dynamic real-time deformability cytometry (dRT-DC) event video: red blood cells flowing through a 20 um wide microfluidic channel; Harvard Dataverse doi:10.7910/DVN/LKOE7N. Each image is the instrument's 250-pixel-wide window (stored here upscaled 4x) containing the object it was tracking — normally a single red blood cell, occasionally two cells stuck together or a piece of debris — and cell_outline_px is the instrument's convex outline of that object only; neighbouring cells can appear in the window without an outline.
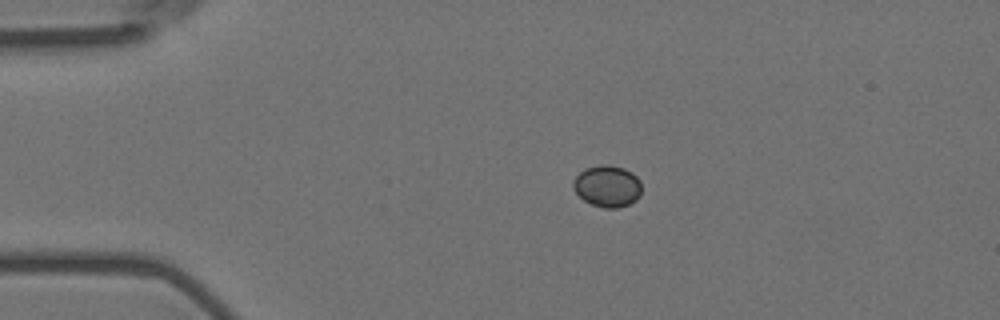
{"species": "Egyptian fruit bat (a non-hibernating species)", "species_latin": "Rousettus aegyptiacus", "temperature_condition": "room temperature", "stored_images_in_passage": 46, "camera_frame_rate_fps": 3000, "um_per_image_px": 0.085, "animal": {"sex": "female"}, "frame": {"image": 1, "passage_image": 1, "time_ms": 0.0, "image_size_px": [1000, 320], "cell_outline_px": [[640, 196], [636, 200], [628, 204], [616, 208], [604, 208], [592, 204], [584, 200], [572, 188], [572, 184], [576, 176], [584, 168], [600, 164], [608, 164], [624, 168], [632, 172], [640, 180]], "centroid_in_image_um": [51.62, 15.8], "position_along_channel_um": 33.4, "area_um2": 16.65}}
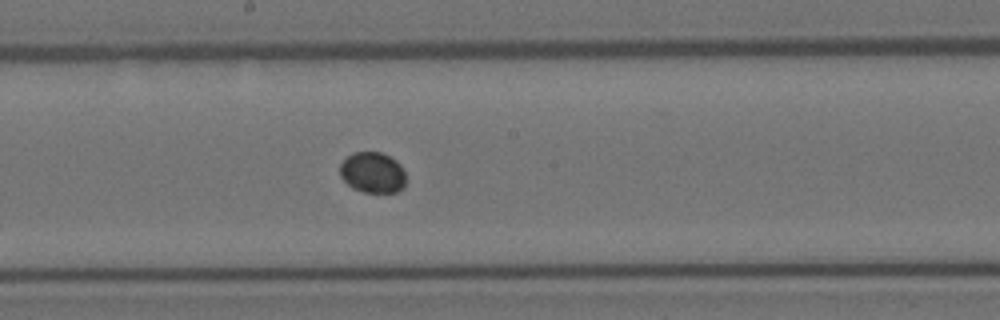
{"frame": {"image": 2, "passage_image": 20, "time_ms": 6.333, "image_size_px": [1000, 320], "cell_outline_px": [[404, 188], [396, 192], [364, 192], [352, 188], [340, 176], [340, 164], [352, 152], [380, 152], [396, 160], [400, 164], [404, 172]], "centroid_in_image_um": [31.66, 14.66], "position_along_channel_um": 216.5, "area_um2": 15.61}}
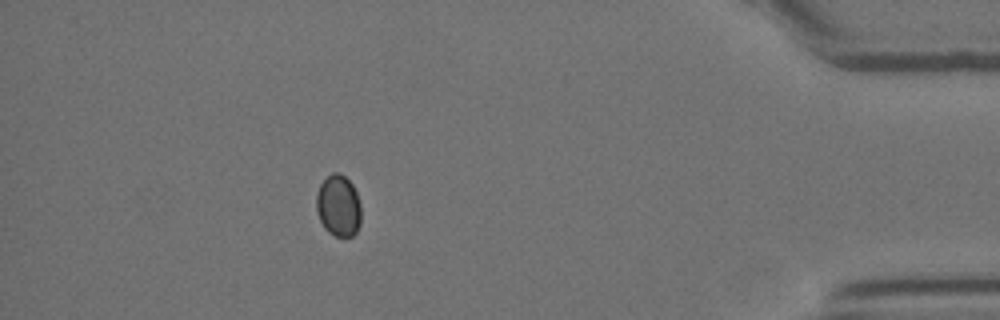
{"frame": {"image": 3, "passage_image": 40, "time_ms": 13.0, "image_size_px": [1000, 320], "cell_outline_px": [[360, 224], [356, 232], [352, 236], [344, 240], [328, 232], [324, 228], [316, 212], [316, 196], [320, 184], [332, 172], [340, 172], [352, 184], [356, 192], [360, 204]], "centroid_in_image_um": [28.76, 17.52], "position_along_channel_um": 406.4, "area_um2": 16.3}}